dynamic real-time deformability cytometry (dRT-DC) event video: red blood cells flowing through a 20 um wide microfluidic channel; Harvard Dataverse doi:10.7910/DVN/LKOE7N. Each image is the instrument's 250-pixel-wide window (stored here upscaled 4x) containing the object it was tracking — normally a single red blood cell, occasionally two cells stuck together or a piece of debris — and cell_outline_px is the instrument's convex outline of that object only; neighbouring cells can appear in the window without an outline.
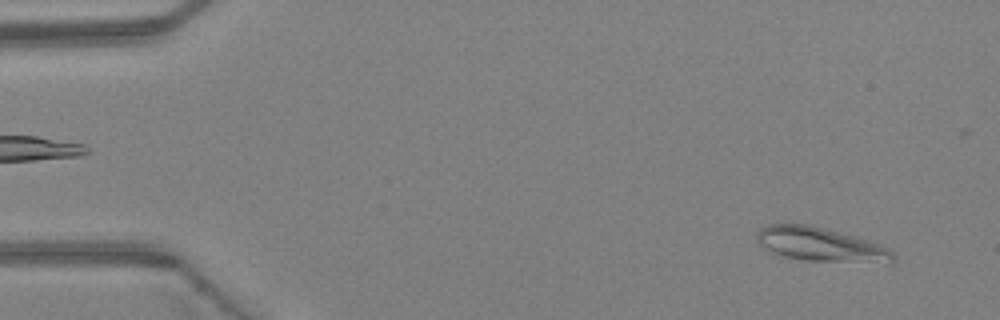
{"species": "Egyptian fruit bat (a non-hibernating species)", "species_latin": "Rousettus aegyptiacus", "temperature_condition": "warm", "stored_images_in_passage": 5, "camera_frame_rate_fps": 3000, "um_per_image_px": 0.085, "animal": {"sex": "female"}, "frame": {"image": 1, "passage_image": 1, "time_ms": 0.0, "image_size_px": [1000, 320], "cell_outline_px": [[896, 260], [888, 264], [804, 260], [784, 256], [760, 244], [756, 240], [756, 232], [760, 228], [768, 224], [784, 220], [808, 224], [840, 232], [868, 240], [880, 244], [888, 248], [896, 256]], "centroid_in_image_um": [69.77, 20.75], "position_along_channel_um": 15.2, "area_um2": 27.69}}